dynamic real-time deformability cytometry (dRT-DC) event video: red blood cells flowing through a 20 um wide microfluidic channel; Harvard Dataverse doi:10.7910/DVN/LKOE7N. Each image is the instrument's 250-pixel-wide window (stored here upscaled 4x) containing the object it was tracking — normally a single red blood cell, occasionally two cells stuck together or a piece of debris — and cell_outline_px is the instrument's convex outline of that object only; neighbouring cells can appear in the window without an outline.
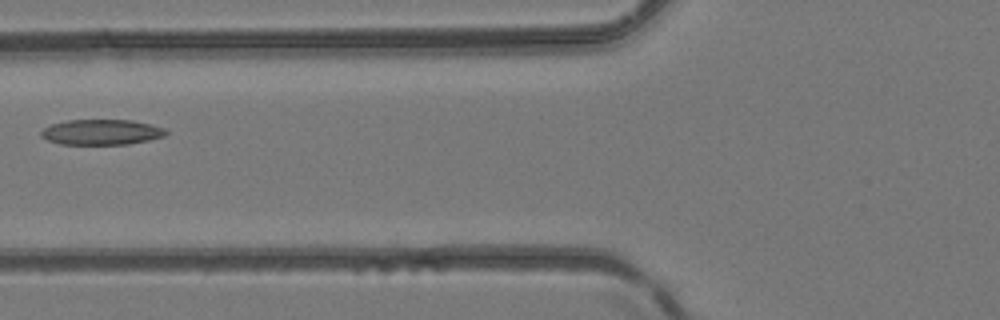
{"species": "common noctule bat (a hibernating species)", "species_latin": "Nyctalus noctula", "temperature_condition": "room temperature", "stored_images_in_passage": 2, "camera_frame_rate_fps": 3000, "um_per_image_px": 0.085, "animal": {"sex": "female", "body_mass_g": 24.6, "forearm_length_mm": 56.2}, "frame": {"image": 1, "passage_image": 2, "time_ms": 0.333, "image_size_px": [1000, 320], "cell_outline_px": [[168, 132], [164, 136], [148, 140], [128, 144], [60, 144], [48, 140], [40, 136], [40, 132], [44, 128], [52, 124], [68, 120], [132, 120], [164, 128]], "centroid_in_image_um": [8.6, 11.23], "position_along_channel_um": 117.2, "area_um2": 18.32}}